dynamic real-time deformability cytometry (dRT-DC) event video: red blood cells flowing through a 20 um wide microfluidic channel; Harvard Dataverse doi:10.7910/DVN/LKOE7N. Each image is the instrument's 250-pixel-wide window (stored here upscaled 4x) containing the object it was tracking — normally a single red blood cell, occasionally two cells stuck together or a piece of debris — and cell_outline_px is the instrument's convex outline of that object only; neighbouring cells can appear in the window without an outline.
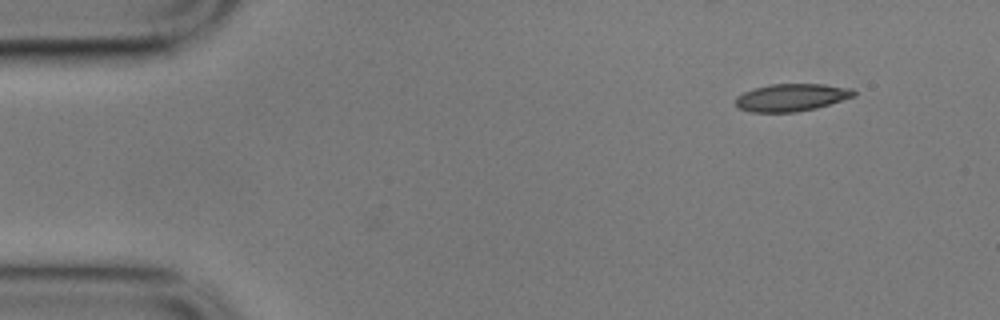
{"species": "common noctule bat (a hibernating species)", "species_latin": "Nyctalus noctula", "temperature_condition": "cold", "stored_images_in_passage": 51, "camera_frame_rate_fps": 3000, "um_per_image_px": 0.085, "animal": {"sex": "male", "body_mass_g": 17.9}, "frame": {"image": 1, "passage_image": 1, "time_ms": 0.0, "image_size_px": [1000, 320], "cell_outline_px": [[856, 96], [816, 108], [796, 112], [748, 112], [736, 108], [736, 96], [752, 88], [772, 84], [824, 84], [852, 88], [856, 92]], "centroid_in_image_um": [67.26, 8.28], "position_along_channel_um": 17.7, "area_um2": 19.13}}
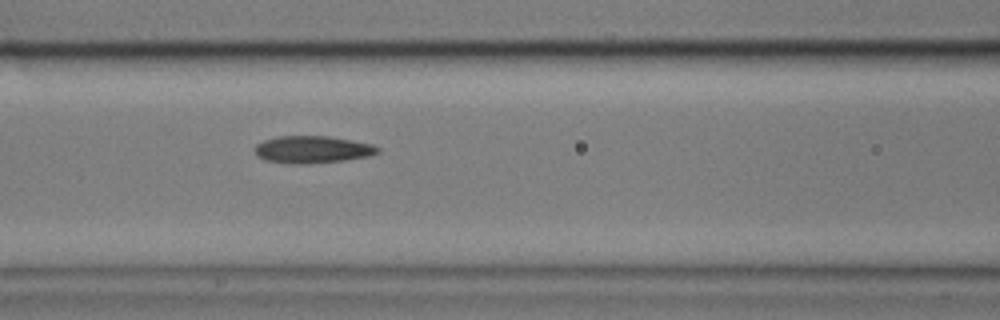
{"frame": {"image": 2, "passage_image": 19, "time_ms": 6.0, "image_size_px": [1000, 320], "cell_outline_px": [[380, 152], [372, 156], [344, 160], [300, 164], [292, 164], [264, 160], [256, 156], [256, 144], [264, 140], [280, 136], [328, 136], [372, 144], [380, 148]], "centroid_in_image_um": [26.57, 12.71], "position_along_channel_um": 140.0, "area_um2": 19.48}}
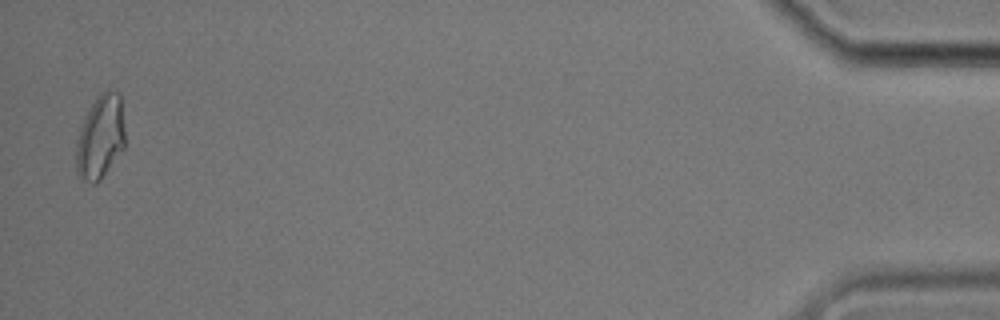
{"frame": {"image": 3, "passage_image": 51, "time_ms": 16.667, "image_size_px": [1000, 320], "cell_outline_px": [[124, 148], [100, 180], [96, 184], [92, 184], [80, 180], [76, 172], [76, 140], [80, 124], [96, 96], [108, 88], [120, 92], [124, 128]], "centroid_in_image_um": [8.5, 11.64], "position_along_channel_um": 426.7, "area_um2": 24.39}, "authors_computed_cell_mechanics": {"area_um2": 18.8428, "velocity_mm_per_s": 3.5188, "shape_relaxation_time_tau1_ms": 6.3245, "shape_relaxation_time_tau2_ms": 4.2367, "deformation_change_tau1": 0.1662, "deformation_change_tau2": 0.1221}}